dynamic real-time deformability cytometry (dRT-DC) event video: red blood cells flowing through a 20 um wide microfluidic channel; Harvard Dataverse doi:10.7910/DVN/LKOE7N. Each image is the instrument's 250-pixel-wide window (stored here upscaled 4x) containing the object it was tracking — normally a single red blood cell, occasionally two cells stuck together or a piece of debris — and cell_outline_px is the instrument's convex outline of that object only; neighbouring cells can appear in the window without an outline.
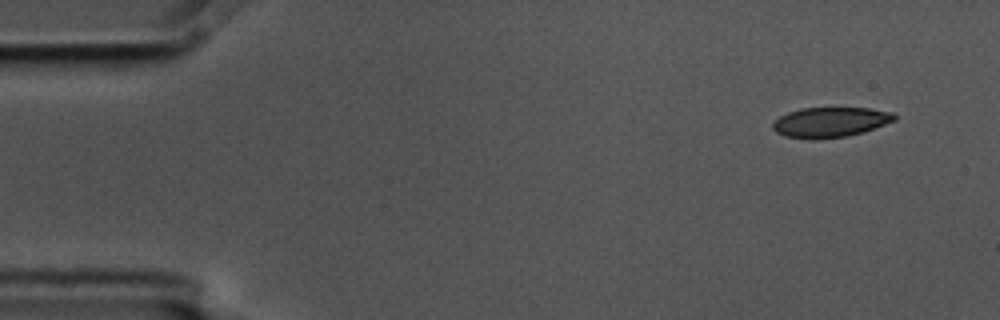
{"species": "common noctule bat (a hibernating species)", "species_latin": "Nyctalus noctula", "temperature_condition": "cold", "stored_images_in_passage": 6, "camera_frame_rate_fps": 3000, "um_per_image_px": 0.085, "animal": {"sex": "male", "body_mass_g": 17.5, "forearm_length_mm": 52.3}, "frame": {"image": 1, "passage_image": 1, "time_ms": 0.0, "image_size_px": [1000, 320], "cell_outline_px": [[896, 120], [864, 132], [848, 136], [816, 140], [812, 140], [784, 136], [776, 132], [772, 128], [772, 124], [780, 116], [788, 112], [800, 108], [868, 108], [892, 112], [896, 116]], "centroid_in_image_um": [70.56, 10.4], "position_along_channel_um": 14.4, "area_um2": 21.5}}
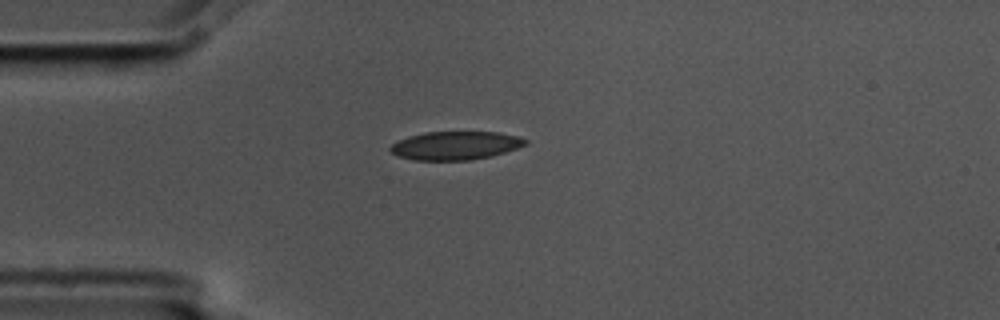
{"frame": {"image": 2, "passage_image": 4, "time_ms": 1.0, "image_size_px": [1000, 320], "cell_outline_px": [[528, 144], [492, 156], [468, 160], [412, 160], [400, 156], [392, 152], [388, 148], [392, 144], [408, 136], [424, 132], [500, 132], [516, 136], [528, 140]], "centroid_in_image_um": [38.72, 12.37], "position_along_channel_um": 46.3, "area_um2": 22.25}}